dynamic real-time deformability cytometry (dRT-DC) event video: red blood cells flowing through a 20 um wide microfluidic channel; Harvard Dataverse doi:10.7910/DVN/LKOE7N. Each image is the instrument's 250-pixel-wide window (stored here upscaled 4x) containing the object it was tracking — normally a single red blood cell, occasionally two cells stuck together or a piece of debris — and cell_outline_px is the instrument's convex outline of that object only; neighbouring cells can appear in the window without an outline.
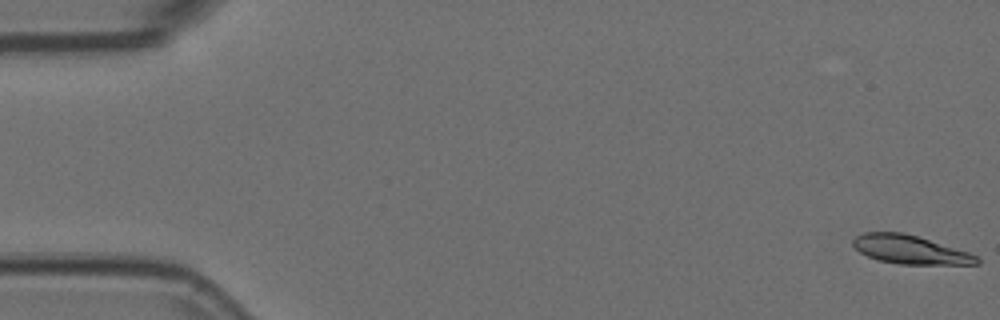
{"species": "Egyptian fruit bat (a non-hibernating species)", "species_latin": "Rousettus aegyptiacus", "temperature_condition": "room temperature", "stored_images_in_passage": 55, "camera_frame_rate_fps": 3000, "um_per_image_px": 0.085, "animal": {"sex": "female"}, "frame": {"image": 1, "passage_image": 1, "time_ms": 0.0, "image_size_px": [1000, 320], "cell_outline_px": [[980, 264], [900, 264], [876, 260], [860, 252], [852, 244], [852, 240], [856, 236], [864, 232], [904, 232], [968, 252], [976, 256], [980, 260]], "centroid_in_image_um": [77.32, 21.22], "position_along_channel_um": 7.7, "area_um2": 20.46}}
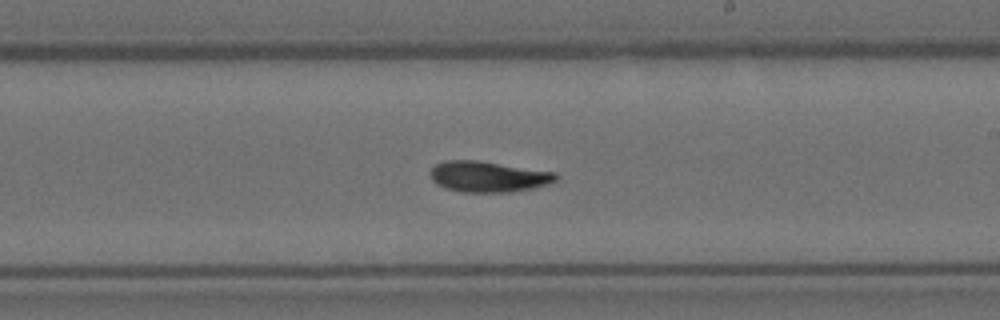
{"frame": {"image": 2, "passage_image": 32, "time_ms": 10.333, "image_size_px": [1000, 320], "cell_outline_px": [[560, 176], [556, 180], [548, 184], [532, 188], [508, 192], [460, 192], [444, 188], [436, 184], [432, 180], [432, 168], [436, 164], [444, 160], [476, 160], [556, 172]], "centroid_in_image_um": [41.51, 15.01], "position_along_channel_um": 247.5, "area_um2": 22.54}}
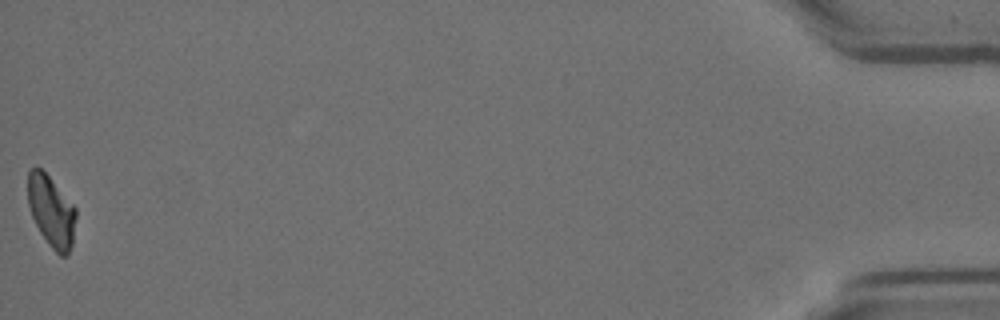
{"frame": {"image": 3, "passage_image": 55, "time_ms": 18.0, "image_size_px": [1000, 320], "cell_outline_px": [[76, 216], [72, 244], [68, 252], [64, 256], [60, 256], [48, 244], [40, 232], [32, 216], [28, 204], [28, 172], [32, 168], [40, 168], [48, 176], [76, 208]], "centroid_in_image_um": [4.36, 17.97], "position_along_channel_um": 430.8, "area_um2": 19.59}, "authors_computed_cell_mechanics": {"area_um2": 21.4438, "velocity_mm_per_s": 3.6897, "shape_relaxation_time_tau1_ms": null, "shape_relaxation_time_tau2_ms": 5.4482, "deformation_change_tau1": null, "deformation_change_tau2": 0.1218}}